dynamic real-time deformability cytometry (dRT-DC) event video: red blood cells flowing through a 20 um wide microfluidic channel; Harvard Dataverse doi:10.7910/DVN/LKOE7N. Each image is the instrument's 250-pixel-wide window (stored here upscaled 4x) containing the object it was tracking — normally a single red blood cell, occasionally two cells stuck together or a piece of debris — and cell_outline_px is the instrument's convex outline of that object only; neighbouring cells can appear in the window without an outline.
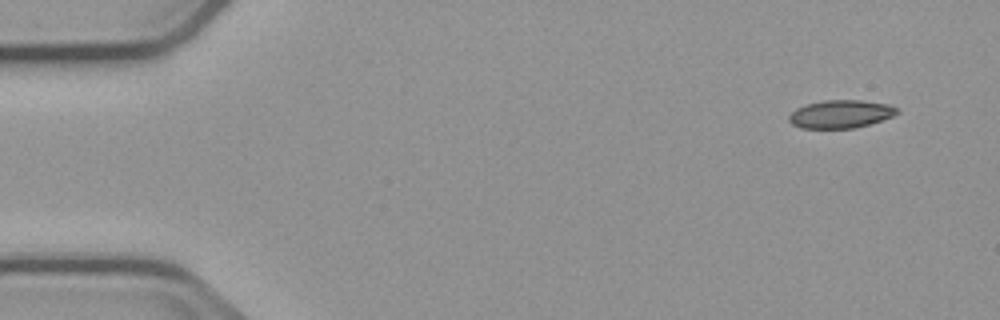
{"species": "common noctule bat (a hibernating species)", "species_latin": "Nyctalus noctula", "temperature_condition": "cold", "stored_images_in_passage": 5, "camera_frame_rate_fps": 3000, "um_per_image_px": 0.085, "animal": {"sex": "male", "body_mass_g": 23.1, "forearm_length_mm": 52.7}, "frame": {"image": 1, "passage_image": 1, "time_ms": 0.0, "image_size_px": [1000, 320], "cell_outline_px": [[900, 112], [892, 116], [868, 124], [852, 128], [800, 128], [792, 124], [788, 120], [788, 116], [796, 108], [808, 104], [824, 100], [860, 100], [888, 104], [900, 108]], "centroid_in_image_um": [71.46, 9.69], "position_along_channel_um": 13.5, "area_um2": 17.57}}
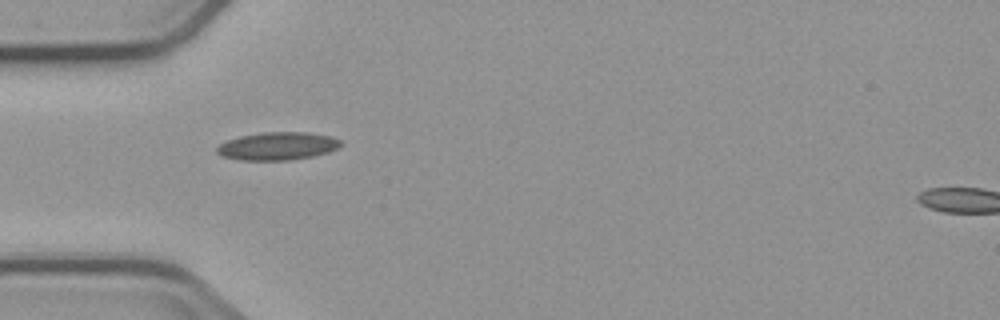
{"frame": {"image": 2, "passage_image": 4, "time_ms": 4.333, "image_size_px": [1000, 320], "cell_outline_px": [[344, 144], [328, 152], [312, 156], [292, 160], [240, 160], [220, 156], [216, 152], [216, 148], [220, 144], [228, 140], [240, 136], [264, 132], [304, 132], [328, 136], [340, 140]], "centroid_in_image_um": [23.56, 12.42], "position_along_channel_um": 61.4, "area_um2": 20.06}}
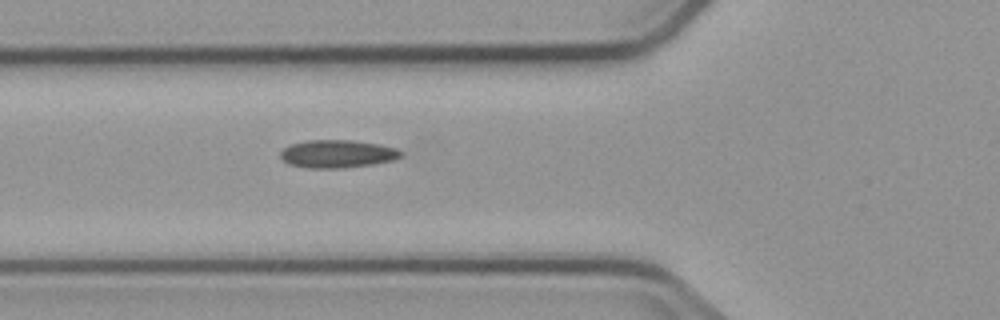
{"frame": {"image": 3, "passage_image": 5, "time_ms": 5.333, "image_size_px": [1000, 320], "cell_outline_px": [[400, 156], [392, 160], [372, 164], [344, 168], [308, 168], [288, 164], [280, 156], [280, 152], [284, 148], [292, 144], [308, 140], [352, 140], [376, 144], [396, 148], [400, 152]], "centroid_in_image_um": [28.63, 13.08], "position_along_channel_um": 97.2, "area_um2": 19.31}}